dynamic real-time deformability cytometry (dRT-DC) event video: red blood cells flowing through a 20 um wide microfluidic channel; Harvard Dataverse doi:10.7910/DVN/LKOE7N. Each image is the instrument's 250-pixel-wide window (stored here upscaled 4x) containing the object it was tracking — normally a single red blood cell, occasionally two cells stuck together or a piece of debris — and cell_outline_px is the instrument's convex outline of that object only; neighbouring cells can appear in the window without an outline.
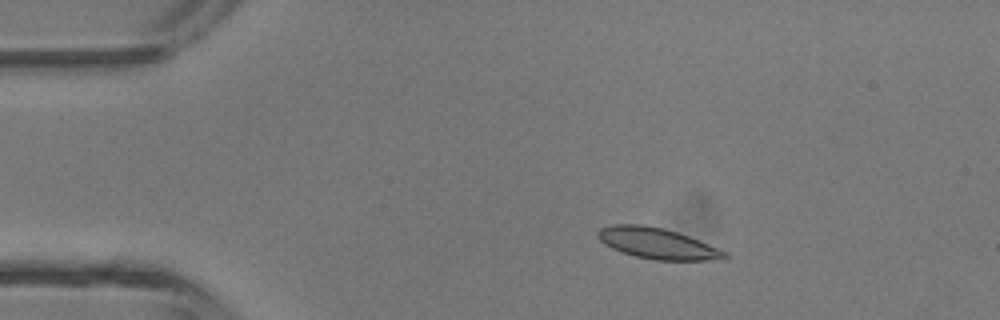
{"species": "common noctule bat (a hibernating species)", "species_latin": "Nyctalus noctula", "temperature_condition": "room temperature", "stored_images_in_passage": 3, "camera_frame_rate_fps": 3000, "um_per_image_px": 0.085, "animal": {"sex": "male", "body_mass_g": 13.3}, "frame": {"image": 1, "passage_image": 2, "time_ms": 2.0, "image_size_px": [1000, 320], "cell_outline_px": [[732, 256], [728, 260], [656, 260], [636, 256], [620, 252], [604, 244], [596, 236], [596, 232], [600, 228], [612, 224], [644, 224], [664, 228], [688, 236], [728, 252]], "centroid_in_image_um": [55.9, 20.69], "position_along_channel_um": 29.1, "area_um2": 23.12}}